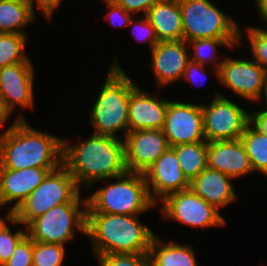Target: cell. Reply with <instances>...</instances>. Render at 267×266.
<instances>
[{
  "label": "cell",
  "mask_w": 267,
  "mask_h": 266,
  "mask_svg": "<svg viewBox=\"0 0 267 266\" xmlns=\"http://www.w3.org/2000/svg\"><path fill=\"white\" fill-rule=\"evenodd\" d=\"M124 139L92 134L74 146L63 139L62 165L81 184L92 187L100 180H108L124 174Z\"/></svg>",
  "instance_id": "6da1fadb"
},
{
  "label": "cell",
  "mask_w": 267,
  "mask_h": 266,
  "mask_svg": "<svg viewBox=\"0 0 267 266\" xmlns=\"http://www.w3.org/2000/svg\"><path fill=\"white\" fill-rule=\"evenodd\" d=\"M0 135V165L6 169L59 168L63 138L31 127L23 115Z\"/></svg>",
  "instance_id": "7a4b0ae2"
},
{
  "label": "cell",
  "mask_w": 267,
  "mask_h": 266,
  "mask_svg": "<svg viewBox=\"0 0 267 266\" xmlns=\"http://www.w3.org/2000/svg\"><path fill=\"white\" fill-rule=\"evenodd\" d=\"M156 234L138 216L87 212L86 236L96 256L105 254H149Z\"/></svg>",
  "instance_id": "3957f363"
},
{
  "label": "cell",
  "mask_w": 267,
  "mask_h": 266,
  "mask_svg": "<svg viewBox=\"0 0 267 266\" xmlns=\"http://www.w3.org/2000/svg\"><path fill=\"white\" fill-rule=\"evenodd\" d=\"M115 58L102 90L90 110V120L95 128L94 134L118 137L116 132L122 130L125 138L129 131V96L136 85Z\"/></svg>",
  "instance_id": "277c9868"
},
{
  "label": "cell",
  "mask_w": 267,
  "mask_h": 266,
  "mask_svg": "<svg viewBox=\"0 0 267 266\" xmlns=\"http://www.w3.org/2000/svg\"><path fill=\"white\" fill-rule=\"evenodd\" d=\"M80 188L75 178L61 165L49 172L17 209L8 211L5 218L10 224H24L27 227L35 218L57 205L81 203Z\"/></svg>",
  "instance_id": "5b68a950"
},
{
  "label": "cell",
  "mask_w": 267,
  "mask_h": 266,
  "mask_svg": "<svg viewBox=\"0 0 267 266\" xmlns=\"http://www.w3.org/2000/svg\"><path fill=\"white\" fill-rule=\"evenodd\" d=\"M113 179L116 182L86 197L87 212L137 216L155 207L143 173L126 171Z\"/></svg>",
  "instance_id": "8992f818"
},
{
  "label": "cell",
  "mask_w": 267,
  "mask_h": 266,
  "mask_svg": "<svg viewBox=\"0 0 267 266\" xmlns=\"http://www.w3.org/2000/svg\"><path fill=\"white\" fill-rule=\"evenodd\" d=\"M182 13L183 40L240 39L241 29L231 17L210 0H179Z\"/></svg>",
  "instance_id": "52a82bcc"
},
{
  "label": "cell",
  "mask_w": 267,
  "mask_h": 266,
  "mask_svg": "<svg viewBox=\"0 0 267 266\" xmlns=\"http://www.w3.org/2000/svg\"><path fill=\"white\" fill-rule=\"evenodd\" d=\"M80 203H63L35 218L26 228L34 241L64 245L75 236L74 230L86 235L87 200ZM76 228V229H74Z\"/></svg>",
  "instance_id": "ba28073f"
},
{
  "label": "cell",
  "mask_w": 267,
  "mask_h": 266,
  "mask_svg": "<svg viewBox=\"0 0 267 266\" xmlns=\"http://www.w3.org/2000/svg\"><path fill=\"white\" fill-rule=\"evenodd\" d=\"M203 131L209 142L240 139L250 122V113L218 91L209 105H202Z\"/></svg>",
  "instance_id": "9c48e42d"
},
{
  "label": "cell",
  "mask_w": 267,
  "mask_h": 266,
  "mask_svg": "<svg viewBox=\"0 0 267 266\" xmlns=\"http://www.w3.org/2000/svg\"><path fill=\"white\" fill-rule=\"evenodd\" d=\"M161 202V214L166 219L179 221L195 228L221 227L226 224L219 210L190 188L170 194Z\"/></svg>",
  "instance_id": "30bf717a"
},
{
  "label": "cell",
  "mask_w": 267,
  "mask_h": 266,
  "mask_svg": "<svg viewBox=\"0 0 267 266\" xmlns=\"http://www.w3.org/2000/svg\"><path fill=\"white\" fill-rule=\"evenodd\" d=\"M218 80L243 99L259 102L265 96L267 71L253 60L229 57L222 60Z\"/></svg>",
  "instance_id": "8fae6325"
},
{
  "label": "cell",
  "mask_w": 267,
  "mask_h": 266,
  "mask_svg": "<svg viewBox=\"0 0 267 266\" xmlns=\"http://www.w3.org/2000/svg\"><path fill=\"white\" fill-rule=\"evenodd\" d=\"M162 131L170 147L205 141L201 104L169 101Z\"/></svg>",
  "instance_id": "7c38bea8"
},
{
  "label": "cell",
  "mask_w": 267,
  "mask_h": 266,
  "mask_svg": "<svg viewBox=\"0 0 267 266\" xmlns=\"http://www.w3.org/2000/svg\"><path fill=\"white\" fill-rule=\"evenodd\" d=\"M150 199L156 205L157 199L164 200L168 195L189 189L190 182L180 168L175 150L169 147L143 173Z\"/></svg>",
  "instance_id": "4fadbf2b"
},
{
  "label": "cell",
  "mask_w": 267,
  "mask_h": 266,
  "mask_svg": "<svg viewBox=\"0 0 267 266\" xmlns=\"http://www.w3.org/2000/svg\"><path fill=\"white\" fill-rule=\"evenodd\" d=\"M169 147L162 129L128 131L124 139L126 170L144 173Z\"/></svg>",
  "instance_id": "5bb4252c"
},
{
  "label": "cell",
  "mask_w": 267,
  "mask_h": 266,
  "mask_svg": "<svg viewBox=\"0 0 267 266\" xmlns=\"http://www.w3.org/2000/svg\"><path fill=\"white\" fill-rule=\"evenodd\" d=\"M33 68V63H17L0 68V95L11 112L17 105L21 109L33 108Z\"/></svg>",
  "instance_id": "9a60e30c"
},
{
  "label": "cell",
  "mask_w": 267,
  "mask_h": 266,
  "mask_svg": "<svg viewBox=\"0 0 267 266\" xmlns=\"http://www.w3.org/2000/svg\"><path fill=\"white\" fill-rule=\"evenodd\" d=\"M188 44L185 40L158 42L151 50V68L155 73L159 88L183 78L190 60Z\"/></svg>",
  "instance_id": "2e32d148"
},
{
  "label": "cell",
  "mask_w": 267,
  "mask_h": 266,
  "mask_svg": "<svg viewBox=\"0 0 267 266\" xmlns=\"http://www.w3.org/2000/svg\"><path fill=\"white\" fill-rule=\"evenodd\" d=\"M56 169L33 167L12 170L0 165V207L16 201L12 209H17L42 183L47 174Z\"/></svg>",
  "instance_id": "e0dca14e"
},
{
  "label": "cell",
  "mask_w": 267,
  "mask_h": 266,
  "mask_svg": "<svg viewBox=\"0 0 267 266\" xmlns=\"http://www.w3.org/2000/svg\"><path fill=\"white\" fill-rule=\"evenodd\" d=\"M168 102V100L149 94L136 85L129 96V131L162 129Z\"/></svg>",
  "instance_id": "ac0fdd59"
},
{
  "label": "cell",
  "mask_w": 267,
  "mask_h": 266,
  "mask_svg": "<svg viewBox=\"0 0 267 266\" xmlns=\"http://www.w3.org/2000/svg\"><path fill=\"white\" fill-rule=\"evenodd\" d=\"M208 168L218 170L233 179L253 172L249 156L240 139L208 143Z\"/></svg>",
  "instance_id": "d6986e66"
},
{
  "label": "cell",
  "mask_w": 267,
  "mask_h": 266,
  "mask_svg": "<svg viewBox=\"0 0 267 266\" xmlns=\"http://www.w3.org/2000/svg\"><path fill=\"white\" fill-rule=\"evenodd\" d=\"M230 180L233 178L207 167L190 182L189 188L218 210L237 200Z\"/></svg>",
  "instance_id": "ffe728a7"
},
{
  "label": "cell",
  "mask_w": 267,
  "mask_h": 266,
  "mask_svg": "<svg viewBox=\"0 0 267 266\" xmlns=\"http://www.w3.org/2000/svg\"><path fill=\"white\" fill-rule=\"evenodd\" d=\"M146 17L155 29L159 42L183 40L179 0H158L149 9Z\"/></svg>",
  "instance_id": "44dd1931"
},
{
  "label": "cell",
  "mask_w": 267,
  "mask_h": 266,
  "mask_svg": "<svg viewBox=\"0 0 267 266\" xmlns=\"http://www.w3.org/2000/svg\"><path fill=\"white\" fill-rule=\"evenodd\" d=\"M151 266H198L194 249L174 241L163 243L155 235L149 248Z\"/></svg>",
  "instance_id": "7402d4cb"
},
{
  "label": "cell",
  "mask_w": 267,
  "mask_h": 266,
  "mask_svg": "<svg viewBox=\"0 0 267 266\" xmlns=\"http://www.w3.org/2000/svg\"><path fill=\"white\" fill-rule=\"evenodd\" d=\"M28 0H0V33L25 34L24 27L35 19Z\"/></svg>",
  "instance_id": "603a6c76"
},
{
  "label": "cell",
  "mask_w": 267,
  "mask_h": 266,
  "mask_svg": "<svg viewBox=\"0 0 267 266\" xmlns=\"http://www.w3.org/2000/svg\"><path fill=\"white\" fill-rule=\"evenodd\" d=\"M177 155L180 168L189 182L195 179L207 167L208 142L179 144L172 147Z\"/></svg>",
  "instance_id": "cb8c5ba5"
},
{
  "label": "cell",
  "mask_w": 267,
  "mask_h": 266,
  "mask_svg": "<svg viewBox=\"0 0 267 266\" xmlns=\"http://www.w3.org/2000/svg\"><path fill=\"white\" fill-rule=\"evenodd\" d=\"M241 43L240 39H212V38H203V39H193L188 41L187 44L190 46L193 51L190 53V60L197 62L201 65L207 63H213L215 65L216 76L218 79V70L222 64V60L218 61L217 57V47L223 45L231 49L237 47Z\"/></svg>",
  "instance_id": "d4e9b609"
},
{
  "label": "cell",
  "mask_w": 267,
  "mask_h": 266,
  "mask_svg": "<svg viewBox=\"0 0 267 266\" xmlns=\"http://www.w3.org/2000/svg\"><path fill=\"white\" fill-rule=\"evenodd\" d=\"M240 140L249 156L253 171L267 177V136L249 123Z\"/></svg>",
  "instance_id": "484cf974"
},
{
  "label": "cell",
  "mask_w": 267,
  "mask_h": 266,
  "mask_svg": "<svg viewBox=\"0 0 267 266\" xmlns=\"http://www.w3.org/2000/svg\"><path fill=\"white\" fill-rule=\"evenodd\" d=\"M25 34L0 33V68L17 63H32L24 53Z\"/></svg>",
  "instance_id": "4316f807"
},
{
  "label": "cell",
  "mask_w": 267,
  "mask_h": 266,
  "mask_svg": "<svg viewBox=\"0 0 267 266\" xmlns=\"http://www.w3.org/2000/svg\"><path fill=\"white\" fill-rule=\"evenodd\" d=\"M65 251L64 245L33 240L32 266H62Z\"/></svg>",
  "instance_id": "83f0119b"
},
{
  "label": "cell",
  "mask_w": 267,
  "mask_h": 266,
  "mask_svg": "<svg viewBox=\"0 0 267 266\" xmlns=\"http://www.w3.org/2000/svg\"><path fill=\"white\" fill-rule=\"evenodd\" d=\"M246 32L251 54H253L252 57H254L253 61L267 71V29L249 26Z\"/></svg>",
  "instance_id": "f1b7e54d"
},
{
  "label": "cell",
  "mask_w": 267,
  "mask_h": 266,
  "mask_svg": "<svg viewBox=\"0 0 267 266\" xmlns=\"http://www.w3.org/2000/svg\"><path fill=\"white\" fill-rule=\"evenodd\" d=\"M96 258L100 266H151L148 254H105Z\"/></svg>",
  "instance_id": "f546056e"
},
{
  "label": "cell",
  "mask_w": 267,
  "mask_h": 266,
  "mask_svg": "<svg viewBox=\"0 0 267 266\" xmlns=\"http://www.w3.org/2000/svg\"><path fill=\"white\" fill-rule=\"evenodd\" d=\"M27 235V231L16 230L12 233L7 226L0 231V266H3L12 256L17 244Z\"/></svg>",
  "instance_id": "4dcf8cb0"
},
{
  "label": "cell",
  "mask_w": 267,
  "mask_h": 266,
  "mask_svg": "<svg viewBox=\"0 0 267 266\" xmlns=\"http://www.w3.org/2000/svg\"><path fill=\"white\" fill-rule=\"evenodd\" d=\"M33 239L26 235L3 266H32Z\"/></svg>",
  "instance_id": "1f68e13d"
},
{
  "label": "cell",
  "mask_w": 267,
  "mask_h": 266,
  "mask_svg": "<svg viewBox=\"0 0 267 266\" xmlns=\"http://www.w3.org/2000/svg\"><path fill=\"white\" fill-rule=\"evenodd\" d=\"M144 17L142 18V20L139 19V17H137L136 20L132 18L129 22V26L133 25V28L135 29L136 25L137 29L138 28L139 30L141 29L139 32H137L138 30L136 31L137 32L136 36L138 37L136 38V40H139V42H146V41L149 42L151 51L158 44L159 40L157 38L155 29L150 24L148 18L146 16Z\"/></svg>",
  "instance_id": "d6a6232c"
},
{
  "label": "cell",
  "mask_w": 267,
  "mask_h": 266,
  "mask_svg": "<svg viewBox=\"0 0 267 266\" xmlns=\"http://www.w3.org/2000/svg\"><path fill=\"white\" fill-rule=\"evenodd\" d=\"M104 2L110 10L105 15V19L109 20L107 23L112 24V26L114 25L116 28L129 26V22L132 19L131 13L127 12L113 0H104Z\"/></svg>",
  "instance_id": "836d02e7"
},
{
  "label": "cell",
  "mask_w": 267,
  "mask_h": 266,
  "mask_svg": "<svg viewBox=\"0 0 267 266\" xmlns=\"http://www.w3.org/2000/svg\"><path fill=\"white\" fill-rule=\"evenodd\" d=\"M118 5L123 7L129 13L140 12L146 16L149 9L158 1V0H113Z\"/></svg>",
  "instance_id": "e575fe53"
},
{
  "label": "cell",
  "mask_w": 267,
  "mask_h": 266,
  "mask_svg": "<svg viewBox=\"0 0 267 266\" xmlns=\"http://www.w3.org/2000/svg\"><path fill=\"white\" fill-rule=\"evenodd\" d=\"M200 75L204 78V80L206 79L205 66L201 65L197 62L189 60L187 63L186 69L184 71V75H183L182 79L183 80L185 79V80L189 81L190 83L194 84L196 82V80H198V78H200L199 77ZM198 81L200 84L201 79Z\"/></svg>",
  "instance_id": "d590c367"
},
{
  "label": "cell",
  "mask_w": 267,
  "mask_h": 266,
  "mask_svg": "<svg viewBox=\"0 0 267 266\" xmlns=\"http://www.w3.org/2000/svg\"><path fill=\"white\" fill-rule=\"evenodd\" d=\"M257 131L267 136V107L265 110H258L250 113L249 122Z\"/></svg>",
  "instance_id": "8d00e7d4"
},
{
  "label": "cell",
  "mask_w": 267,
  "mask_h": 266,
  "mask_svg": "<svg viewBox=\"0 0 267 266\" xmlns=\"http://www.w3.org/2000/svg\"><path fill=\"white\" fill-rule=\"evenodd\" d=\"M32 7L36 5L46 18L51 19L55 9L60 5L62 0H28ZM36 3V4H35ZM35 5V6H34Z\"/></svg>",
  "instance_id": "74e56055"
},
{
  "label": "cell",
  "mask_w": 267,
  "mask_h": 266,
  "mask_svg": "<svg viewBox=\"0 0 267 266\" xmlns=\"http://www.w3.org/2000/svg\"><path fill=\"white\" fill-rule=\"evenodd\" d=\"M11 111L6 107L4 99L0 95V128L5 125V122L9 118Z\"/></svg>",
  "instance_id": "f35d334b"
},
{
  "label": "cell",
  "mask_w": 267,
  "mask_h": 266,
  "mask_svg": "<svg viewBox=\"0 0 267 266\" xmlns=\"http://www.w3.org/2000/svg\"><path fill=\"white\" fill-rule=\"evenodd\" d=\"M257 11H259L260 17L267 24V0H255Z\"/></svg>",
  "instance_id": "ab89813d"
},
{
  "label": "cell",
  "mask_w": 267,
  "mask_h": 266,
  "mask_svg": "<svg viewBox=\"0 0 267 266\" xmlns=\"http://www.w3.org/2000/svg\"><path fill=\"white\" fill-rule=\"evenodd\" d=\"M7 222H5L4 220H2L0 218V231H2L5 227H7Z\"/></svg>",
  "instance_id": "60d3db41"
},
{
  "label": "cell",
  "mask_w": 267,
  "mask_h": 266,
  "mask_svg": "<svg viewBox=\"0 0 267 266\" xmlns=\"http://www.w3.org/2000/svg\"><path fill=\"white\" fill-rule=\"evenodd\" d=\"M265 101H266V106H267V83H266V92H265Z\"/></svg>",
  "instance_id": "b9f144b4"
}]
</instances>
